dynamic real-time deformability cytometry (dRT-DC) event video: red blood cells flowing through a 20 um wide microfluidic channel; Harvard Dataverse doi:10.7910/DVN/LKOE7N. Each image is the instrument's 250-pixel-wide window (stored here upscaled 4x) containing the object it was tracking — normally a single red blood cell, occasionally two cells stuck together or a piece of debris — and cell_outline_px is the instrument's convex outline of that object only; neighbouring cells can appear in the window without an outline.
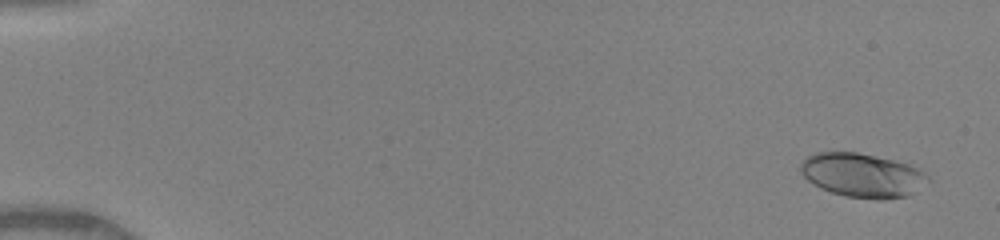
{"species": "human", "species_latin": "Homo sapiens", "temperature_condition": "warm", "stored_images_in_passage": 51, "camera_frame_rate_fps": 3000, "um_per_image_px": 0.085, "donor": {"sex": "female"}, "frame": {"image": 1, "passage_image": 3, "time_ms": 0.667, "image_size_px": [1000, 240], "cell_outline_px": [[932, 180], [908, 196], [884, 200], [880, 200], [844, 196], [820, 188], [808, 180], [800, 172], [800, 164], [808, 156], [816, 152], [856, 152], [892, 160], [908, 164], [920, 168]], "centroid_in_image_um": [73.33, 14.91], "position_along_channel_um": 11.7, "area_um2": 32.77}}
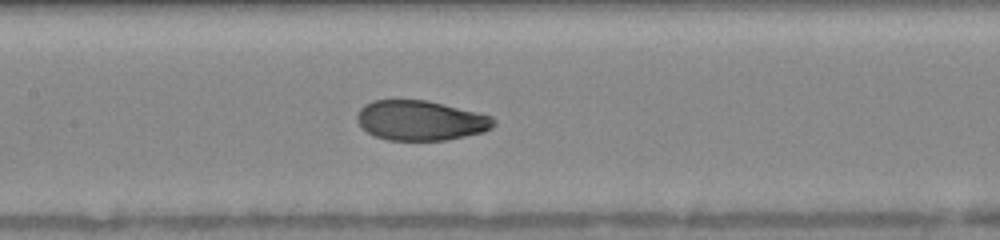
{"frame": {"image": 2, "passage_image": 26, "time_ms": 8.333, "image_size_px": [1000, 240], "cell_outline_px": [[496, 124], [492, 128], [484, 132], [444, 140], [388, 140], [376, 136], [368, 132], [356, 120], [356, 116], [360, 108], [364, 104], [372, 100], [424, 100], [444, 104], [492, 116], [496, 120]], "centroid_in_image_um": [35.76, 10.23], "position_along_channel_um": 171.6, "area_um2": 31.67}}
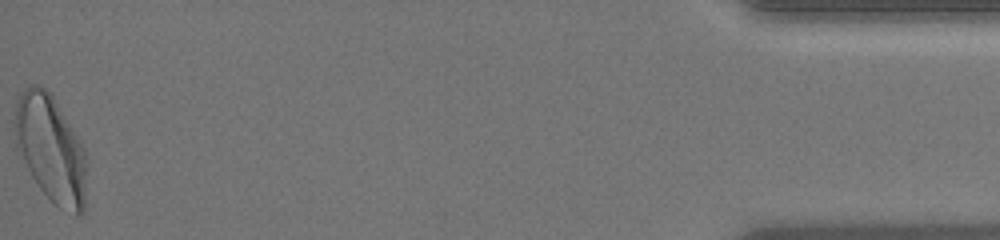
{"frame": {"image": 3, "passage_image": 51, "time_ms": 16.667, "image_size_px": [1000, 240], "cell_outline_px": [[84, 212], [80, 216], [76, 216], [60, 208], [40, 188], [16, 152], [12, 124], [12, 120], [16, 100], [20, 92], [24, 88], [32, 84], [36, 84], [44, 88], [52, 96], [72, 128], [84, 148]], "centroid_in_image_um": [4.22, 12.61], "position_along_channel_um": 431.0, "area_um2": 44.62}, "authors_computed_cell_mechanics": {"area_um2": 32.657, "velocity_mm_per_s": 4.1062, "shape_relaxation_time_tau1_ms": 4.5444, "shape_relaxation_time_tau2_ms": 0.7612, "deformation_change_tau1": 0.2037, "deformation_change_tau2": 0.0441}}